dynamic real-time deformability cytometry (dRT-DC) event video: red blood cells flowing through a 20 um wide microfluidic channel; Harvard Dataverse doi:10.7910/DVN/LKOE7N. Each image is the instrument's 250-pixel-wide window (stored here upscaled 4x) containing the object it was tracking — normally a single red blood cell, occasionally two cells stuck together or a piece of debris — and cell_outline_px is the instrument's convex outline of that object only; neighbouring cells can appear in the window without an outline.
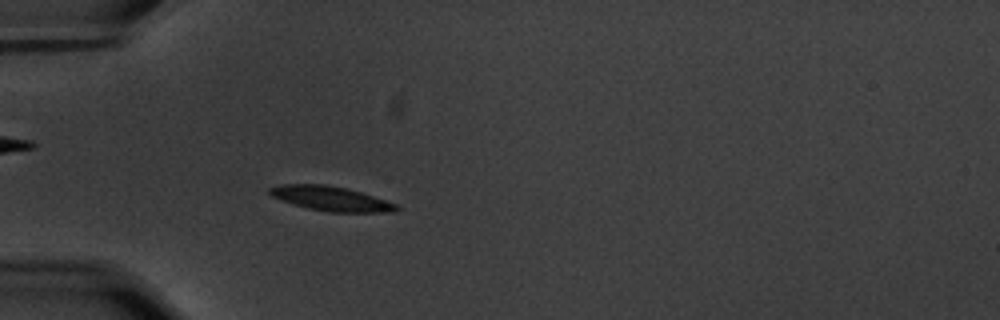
{"species": "common noctule bat (a hibernating species)", "species_latin": "Nyctalus noctula", "temperature_condition": "warm", "stored_images_in_passage": 48, "camera_frame_rate_fps": 3000, "um_per_image_px": 0.085, "animal": {"sex": "male", "body_mass_g": 20.1, "forearm_length_mm": 53.5}, "frame": {"image": 1, "passage_image": 16, "time_ms": 5.0, "image_size_px": [1000, 320], "cell_outline_px": [[400, 208], [396, 212], [328, 212], [308, 208], [292, 204], [280, 200], [272, 196], [268, 192], [268, 188], [280, 184], [324, 184], [344, 188], [360, 192], [396, 204]], "centroid_in_image_um": [28.08, 16.88], "position_along_channel_um": 56.9, "area_um2": 18.03}}
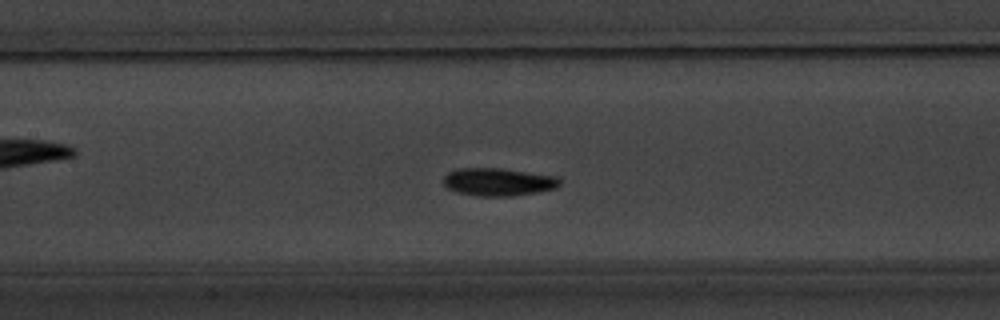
{"frame": {"image": 2, "passage_image": 26, "time_ms": 8.333, "image_size_px": [1000, 320], "cell_outline_px": [[560, 184], [556, 188], [536, 192], [512, 196], [476, 196], [456, 192], [448, 188], [444, 184], [444, 176], [448, 172], [460, 168], [500, 168], [556, 176], [560, 180]], "centroid_in_image_um": [42.33, 15.46], "position_along_channel_um": 165.1, "area_um2": 18.79}}
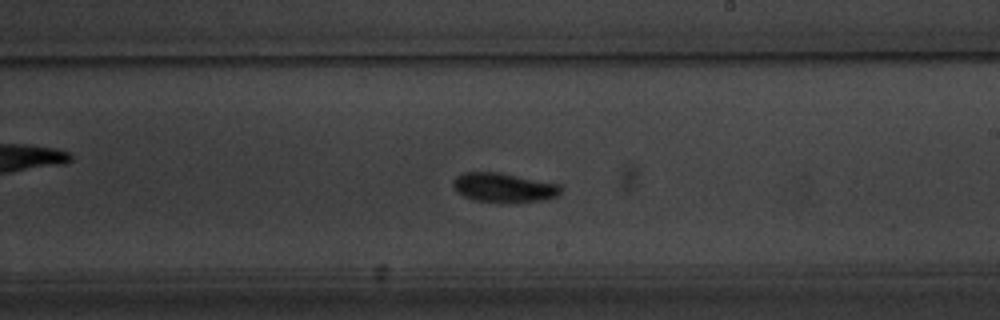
{"frame": {"image": 3, "passage_image": 33, "time_ms": 10.667, "image_size_px": [1000, 320], "cell_outline_px": [[560, 192], [556, 196], [544, 200], [504, 204], [472, 200], [456, 192], [452, 184], [452, 180], [456, 176], [464, 172], [500, 172], [560, 184]], "centroid_in_image_um": [42.78, 15.96], "position_along_channel_um": 246.2, "area_um2": 18.84}, "authors_computed_cell_mechanics": {"area_um2": 17.6001, "velocity_mm_per_s": 3.4898, "shape_relaxation_time_tau1_ms": 6.0594, "shape_relaxation_time_tau2_ms": null, "deformation_change_tau1": 0.2435, "deformation_change_tau2": null}}